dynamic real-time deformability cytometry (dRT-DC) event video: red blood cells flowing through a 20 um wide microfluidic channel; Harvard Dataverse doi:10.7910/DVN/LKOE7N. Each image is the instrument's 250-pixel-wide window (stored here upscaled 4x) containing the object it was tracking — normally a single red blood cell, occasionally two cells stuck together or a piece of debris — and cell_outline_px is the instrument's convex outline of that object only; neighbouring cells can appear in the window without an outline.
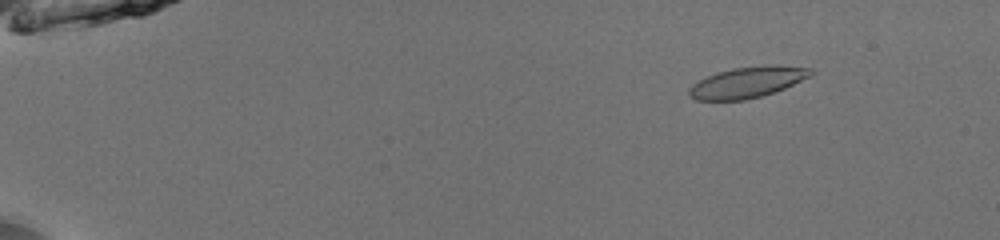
{"species": "common noctule bat (a hibernating species)", "species_latin": "Nyctalus noctula", "temperature_condition": "room temperature", "stored_images_in_passage": 53, "camera_frame_rate_fps": 3000, "um_per_image_px": 0.085, "animal": {"sex": "male", "body_mass_g": 13.0, "forearm_length_mm": 53.1}, "frame": {"image": 1, "passage_image": 8, "time_ms": 2.333, "image_size_px": [1000, 240], "cell_outline_px": [[816, 72], [812, 76], [784, 88], [760, 96], [744, 100], [696, 100], [688, 96], [688, 88], [692, 84], [708, 76], [732, 68], [768, 64], [776, 64], [812, 68]], "centroid_in_image_um": [63.57, 6.98], "position_along_channel_um": 21.4, "area_um2": 22.08}}
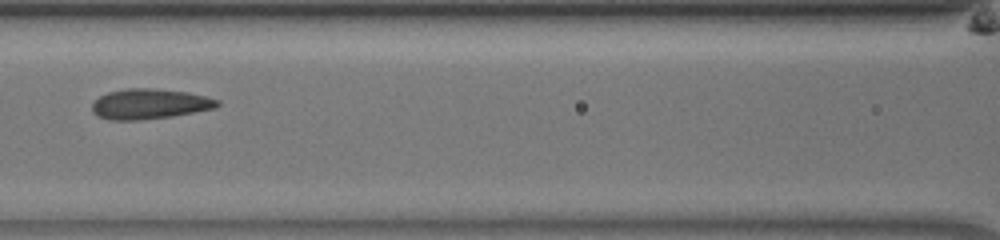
{"frame": {"image": 2, "passage_image": 27, "time_ms": 8.667, "image_size_px": [1000, 240], "cell_outline_px": [[220, 104], [216, 108], [172, 116], [140, 120], [108, 120], [96, 116], [92, 112], [92, 104], [100, 96], [108, 92], [128, 88], [152, 88], [188, 92], [220, 100]], "centroid_in_image_um": [12.7, 8.84], "position_along_channel_um": 153.9, "area_um2": 22.14}}
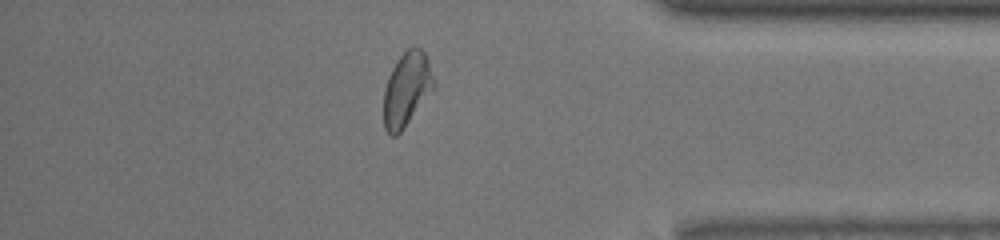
{"frame": {"image": 3, "passage_image": 47, "time_ms": 15.333, "image_size_px": [1000, 240], "cell_outline_px": [[436, 88], [400, 132], [396, 136], [392, 136], [384, 128], [384, 88], [388, 76], [396, 60], [408, 48], [420, 48], [428, 56], [436, 80]], "centroid_in_image_um": [34.61, 7.56], "position_along_channel_um": 400.6, "area_um2": 21.96}, "authors_computed_cell_mechanics": {"area_um2": 21.964, "velocity_mm_per_s": 3.949, "shape_relaxation_time_tau1_ms": 3.548, "shape_relaxation_time_tau2_ms": 1.4729, "deformation_change_tau1": 0.1163, "deformation_change_tau2": 0.0736}}